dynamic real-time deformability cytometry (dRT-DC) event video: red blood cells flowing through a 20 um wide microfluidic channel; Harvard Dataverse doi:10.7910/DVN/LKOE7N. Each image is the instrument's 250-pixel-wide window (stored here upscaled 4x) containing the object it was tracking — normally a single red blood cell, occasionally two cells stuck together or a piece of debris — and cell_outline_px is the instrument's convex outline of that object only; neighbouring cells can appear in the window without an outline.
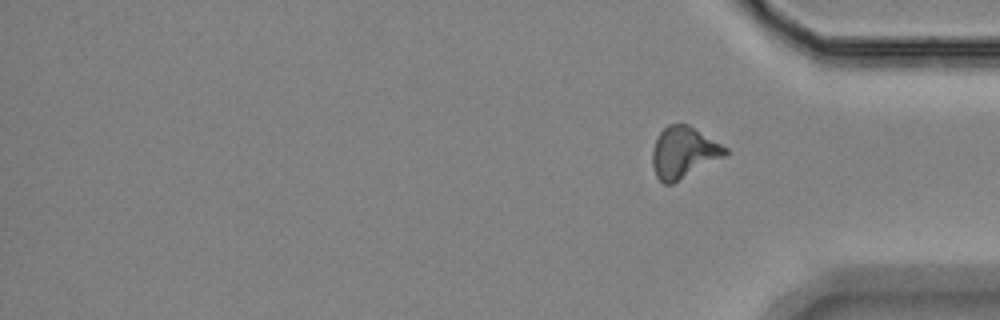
{"species": "Egyptian fruit bat (a non-hibernating species)", "species_latin": "Rousettus aegyptiacus", "temperature_condition": "room temperature", "stored_images_in_passage": 12, "segment_of_instrument_passage": [2, 2], "camera_frame_rate_fps": 3000, "um_per_image_px": 0.085, "animal": {"sex": "female"}, "frame": {"image": 1, "passage_image": 12, "time_ms": 3.667, "image_size_px": [1000, 320], "cell_outline_px": [[728, 152], [724, 156], [672, 184], [664, 184], [656, 176], [652, 164], [652, 148], [660, 132], [668, 124], [688, 124], [728, 148]], "centroid_in_image_um": [58.08, 12.95], "position_along_channel_um": 377.1, "area_um2": 21.56}}